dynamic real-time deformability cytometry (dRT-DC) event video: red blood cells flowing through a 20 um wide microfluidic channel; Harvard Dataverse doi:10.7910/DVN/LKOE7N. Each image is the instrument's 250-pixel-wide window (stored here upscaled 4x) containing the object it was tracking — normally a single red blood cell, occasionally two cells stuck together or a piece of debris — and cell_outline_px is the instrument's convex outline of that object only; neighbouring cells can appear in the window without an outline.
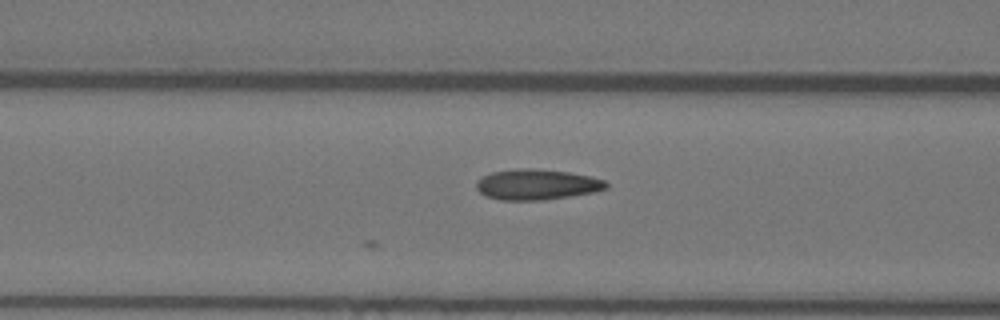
{"species": "Egyptian fruit bat (a non-hibernating species)", "species_latin": "Rousettus aegyptiacus", "temperature_condition": "warm", "stored_images_in_passage": 8, "camera_frame_rate_fps": 3000, "um_per_image_px": 0.085, "animal": {"sex": "female"}, "frame": {"image": 1, "passage_image": 8, "time_ms": 2.333, "image_size_px": [1000, 320], "cell_outline_px": [[608, 188], [596, 192], [572, 196], [544, 200], [500, 200], [484, 196], [476, 188], [476, 180], [492, 172], [520, 168], [528, 168], [568, 172], [592, 176], [604, 180], [608, 184]], "centroid_in_image_um": [45.65, 15.69], "position_along_channel_um": 121.0, "area_um2": 23.29}}